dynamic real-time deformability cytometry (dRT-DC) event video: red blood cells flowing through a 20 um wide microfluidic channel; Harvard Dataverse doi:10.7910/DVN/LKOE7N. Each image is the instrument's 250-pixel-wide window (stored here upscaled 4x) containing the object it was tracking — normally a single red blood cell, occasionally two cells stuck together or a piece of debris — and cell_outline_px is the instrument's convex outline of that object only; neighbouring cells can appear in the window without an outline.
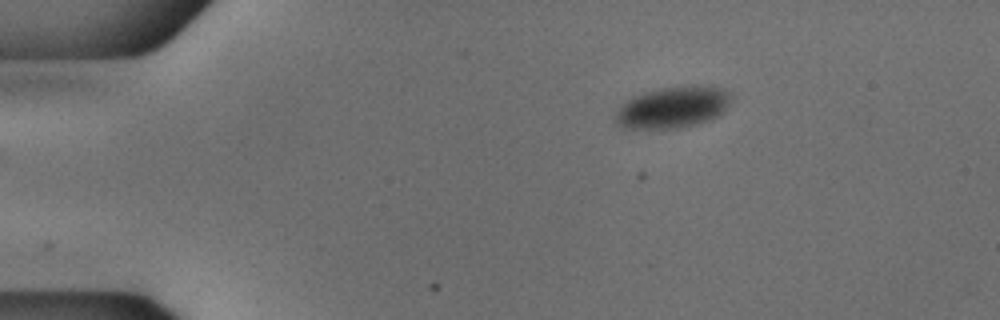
{"species": "common noctule bat (a hibernating species)", "species_latin": "Nyctalus noctula", "temperature_condition": "cold", "stored_images_in_passage": 46, "camera_frame_rate_fps": 3000, "um_per_image_px": 0.085, "animal": {"sex": "male", "body_mass_g": 18.8}, "frame": {"image": 1, "passage_image": 1, "time_ms": 0.0, "image_size_px": [1000, 320], "cell_outline_px": [[732, 96], [728, 104], [716, 116], [708, 120], [696, 124], [680, 128], [624, 128], [616, 120], [616, 112], [620, 104], [632, 96], [644, 92], [660, 88], [696, 84], [724, 88]], "centroid_in_image_um": [57.18, 9.09], "position_along_channel_um": 27.8, "area_um2": 27.92}}
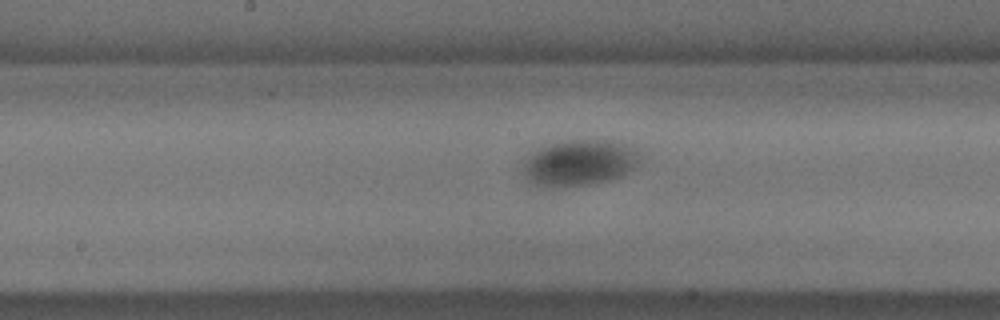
{"frame": {"image": 2, "passage_image": 20, "time_ms": 6.333, "image_size_px": [1000, 320], "cell_outline_px": [[640, 160], [632, 168], [620, 176], [608, 180], [588, 184], [556, 188], [552, 188], [532, 184], [528, 180], [524, 172], [524, 160], [532, 152], [540, 148], [552, 144], [572, 140], [612, 140], [640, 148]], "centroid_in_image_um": [49.27, 13.83], "position_along_channel_um": 198.9, "area_um2": 31.33}}
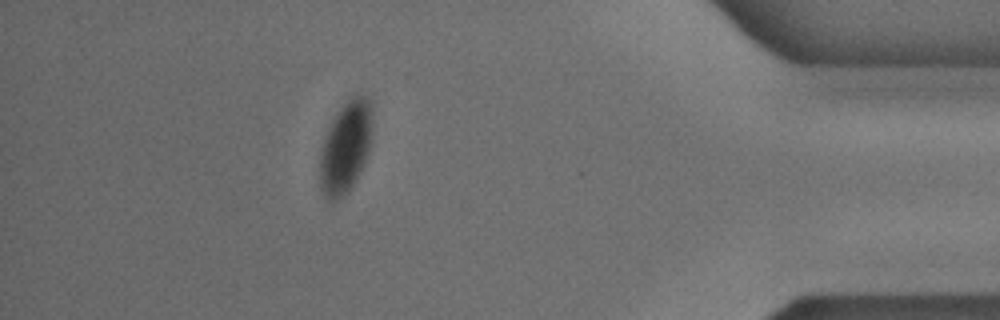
{"frame": {"image": 3, "passage_image": 40, "time_ms": 13.0, "image_size_px": [1000, 320], "cell_outline_px": [[372, 116], [368, 152], [348, 192], [344, 196], [336, 200], [328, 200], [320, 184], [320, 148], [324, 136], [332, 120], [348, 96], [356, 92], [368, 96], [372, 100]], "centroid_in_image_um": [29.37, 12.39], "position_along_channel_um": 405.8, "area_um2": 28.03}}